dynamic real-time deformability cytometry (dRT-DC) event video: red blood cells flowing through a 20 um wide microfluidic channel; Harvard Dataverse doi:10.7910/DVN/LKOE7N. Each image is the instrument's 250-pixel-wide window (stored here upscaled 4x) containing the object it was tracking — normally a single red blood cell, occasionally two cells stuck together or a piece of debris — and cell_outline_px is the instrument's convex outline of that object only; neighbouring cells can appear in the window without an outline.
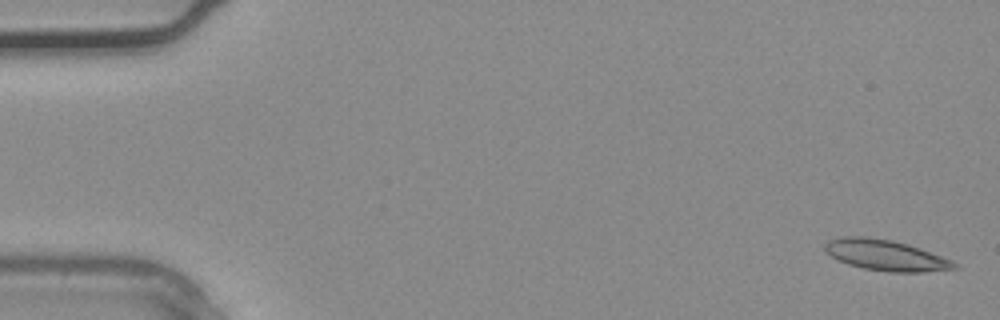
{"species": "common noctule bat (a hibernating species)", "species_latin": "Nyctalus noctula", "temperature_condition": "warm", "stored_images_in_passage": 7, "camera_frame_rate_fps": 3000, "um_per_image_px": 0.085, "animal": {"sex": "male", "body_mass_g": 20.4}, "frame": {"image": 1, "passage_image": 1, "time_ms": 0.0, "image_size_px": [1000, 320], "cell_outline_px": [[960, 268], [924, 272], [888, 272], [864, 268], [848, 264], [824, 252], [824, 244], [828, 240], [844, 236], [864, 236], [892, 240], [908, 244], [920, 248], [952, 260]], "centroid_in_image_um": [75.28, 21.69], "position_along_channel_um": 9.7, "area_um2": 23.24}}